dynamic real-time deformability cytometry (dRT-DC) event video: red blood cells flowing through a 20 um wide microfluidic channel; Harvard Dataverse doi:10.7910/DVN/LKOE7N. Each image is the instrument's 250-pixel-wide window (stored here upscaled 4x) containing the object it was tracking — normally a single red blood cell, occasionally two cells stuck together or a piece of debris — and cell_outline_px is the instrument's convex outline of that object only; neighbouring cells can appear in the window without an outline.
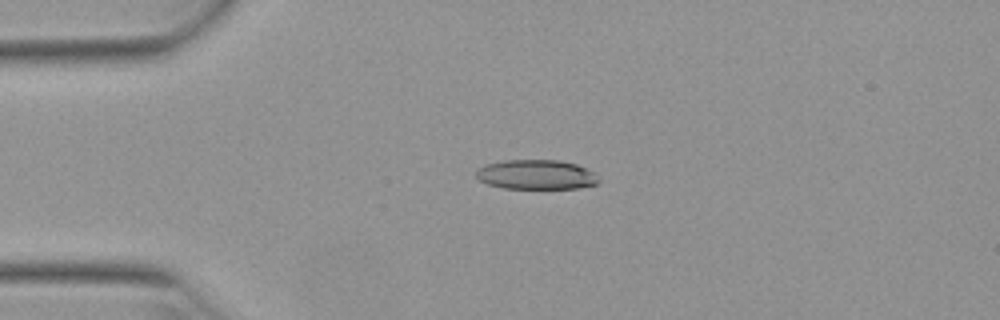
{"species": "Egyptian fruit bat (a non-hibernating species)", "species_latin": "Rousettus aegyptiacus", "temperature_condition": "warm", "stored_images_in_passage": 30, "camera_frame_rate_fps": 3000, "um_per_image_px": 0.085, "animal": {"sex": "female"}, "frame": {"image": 1, "passage_image": 1, "time_ms": 0.0, "image_size_px": [1000, 320], "cell_outline_px": [[600, 180], [596, 184], [580, 188], [504, 188], [488, 184], [480, 180], [476, 176], [476, 168], [484, 164], [504, 160], [560, 160], [576, 164], [592, 172]], "centroid_in_image_um": [45.54, 14.83], "position_along_channel_um": 39.5, "area_um2": 21.1}}
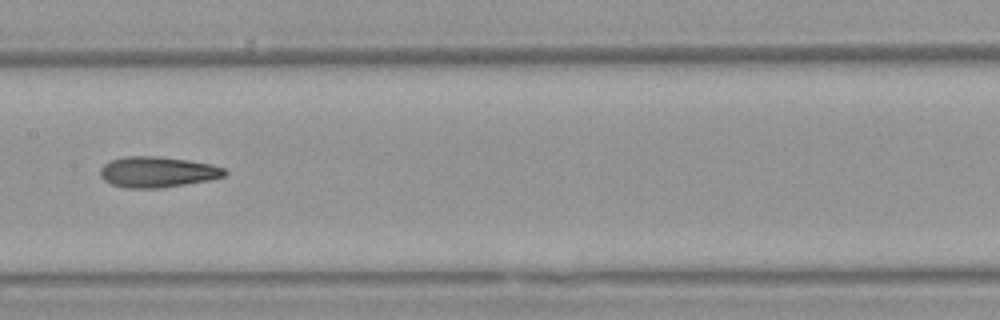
{"frame": {"image": 2, "passage_image": 15, "time_ms": 4.667, "image_size_px": [1000, 320], "cell_outline_px": [[228, 172], [224, 176], [208, 180], [160, 188], [128, 188], [112, 184], [104, 180], [100, 176], [100, 168], [108, 160], [124, 156], [160, 156], [188, 160], [212, 164], [224, 168]], "centroid_in_image_um": [13.36, 14.6], "position_along_channel_um": 194.0, "area_um2": 22.37}}
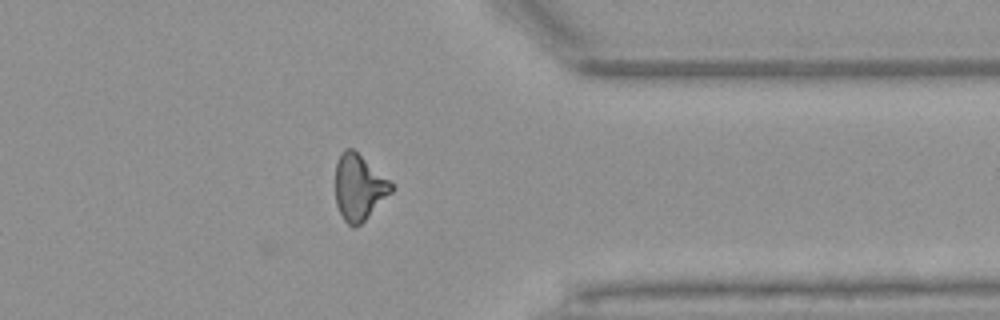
{"frame": {"image": 3, "passage_image": 30, "time_ms": 9.667, "image_size_px": [1000, 320], "cell_outline_px": [[392, 192], [356, 228], [352, 228], [344, 220], [336, 204], [336, 164], [340, 152], [344, 148], [352, 148], [388, 180], [392, 184]], "centroid_in_image_um": [30.48, 15.93], "position_along_channel_um": 380.9, "area_um2": 21.04}, "authors_computed_cell_mechanics": {"area_um2": 21.964, "velocity_mm_per_s": 3.943, "shape_relaxation_time_tau1_ms": null, "shape_relaxation_time_tau2_ms": 3.3887, "deformation_change_tau1": null, "deformation_change_tau2": 0.1331}}